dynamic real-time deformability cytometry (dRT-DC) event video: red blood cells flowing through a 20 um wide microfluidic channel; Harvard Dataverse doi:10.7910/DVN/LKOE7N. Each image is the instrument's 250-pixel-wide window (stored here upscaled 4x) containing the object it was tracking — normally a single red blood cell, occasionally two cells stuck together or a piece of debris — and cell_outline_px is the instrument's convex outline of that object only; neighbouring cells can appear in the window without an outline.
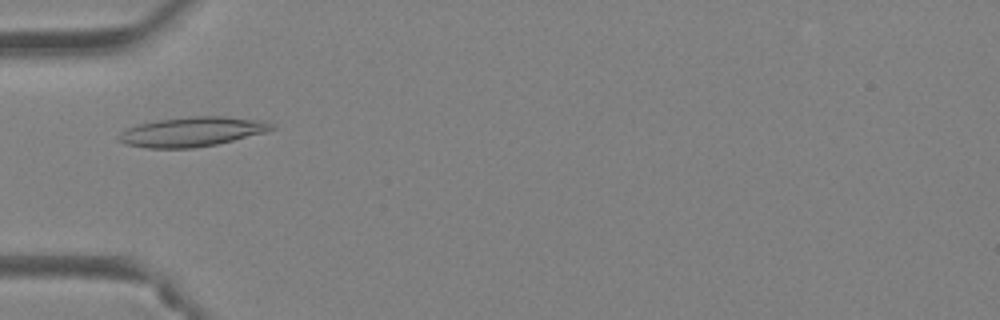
{"species": "Egyptian fruit bat (a non-hibernating species)", "species_latin": "Rousettus aegyptiacus", "temperature_condition": "warm", "stored_images_in_passage": 40, "camera_frame_rate_fps": 3000, "um_per_image_px": 0.085, "animal": {"sex": "female"}, "frame": {"image": 1, "passage_image": 9, "time_ms": 2.667, "image_size_px": [1000, 320], "cell_outline_px": [[276, 128], [264, 132], [216, 144], [192, 148], [148, 148], [124, 144], [116, 140], [116, 136], [120, 132], [128, 128], [140, 124], [156, 120], [196, 116], [220, 116], [264, 120], [276, 124]], "centroid_in_image_um": [16.3, 11.19], "position_along_channel_um": 68.7, "area_um2": 26.3}}
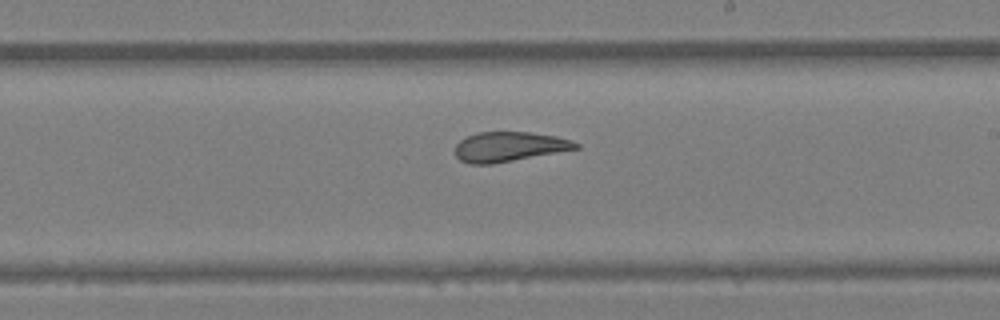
{"frame": {"image": 2, "passage_image": 21, "time_ms": 6.667, "image_size_px": [1000, 320], "cell_outline_px": [[580, 148], [492, 164], [468, 164], [460, 160], [456, 156], [456, 144], [460, 140], [476, 132], [532, 132], [556, 136], [572, 140], [580, 144]], "centroid_in_image_um": [43.28, 12.46], "position_along_channel_um": 245.7, "area_um2": 20.92}}
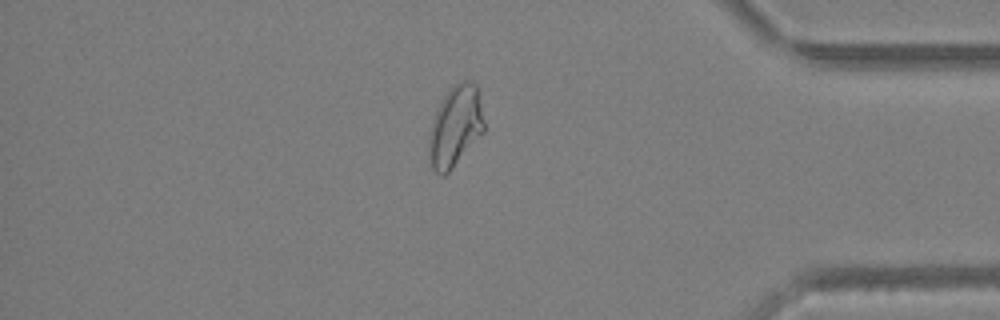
{"frame": {"image": 3, "passage_image": 33, "time_ms": 10.667, "image_size_px": [1000, 320], "cell_outline_px": [[484, 132], [452, 168], [444, 176], [440, 176], [432, 168], [428, 156], [428, 136], [432, 120], [444, 96], [452, 84], [460, 80], [468, 80], [476, 84], [484, 124]], "centroid_in_image_um": [38.67, 10.75], "position_along_channel_um": 396.5, "area_um2": 25.95}, "authors_computed_cell_mechanics": {"area_um2": 24.4783, "velocity_mm_per_s": 4.4457, "shape_relaxation_time_tau1_ms": null, "shape_relaxation_time_tau2_ms": 1.8415, "deformation_change_tau1": null, "deformation_change_tau2": 0.0792}}